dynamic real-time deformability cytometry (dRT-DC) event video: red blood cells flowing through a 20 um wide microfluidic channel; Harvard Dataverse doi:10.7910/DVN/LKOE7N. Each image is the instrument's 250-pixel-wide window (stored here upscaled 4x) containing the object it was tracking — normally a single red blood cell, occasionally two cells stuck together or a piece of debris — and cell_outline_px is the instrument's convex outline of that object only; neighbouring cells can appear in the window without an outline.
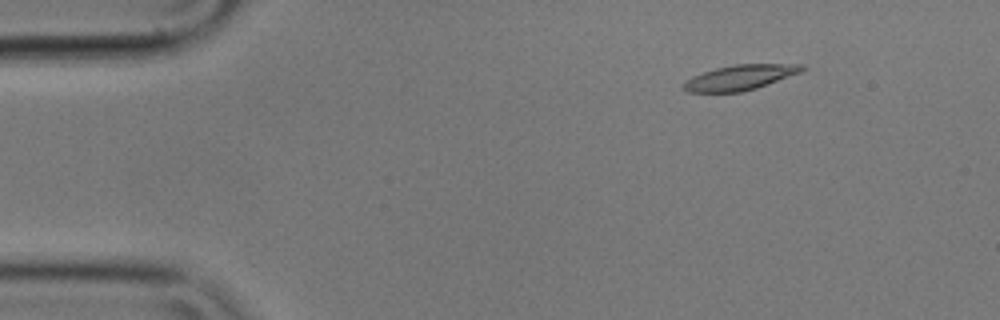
{"species": "common noctule bat (a hibernating species)", "species_latin": "Nyctalus noctula", "temperature_condition": "cold", "stored_images_in_passage": 8, "camera_frame_rate_fps": 3000, "um_per_image_px": 0.085, "animal": {"sex": "male", "body_mass_g": 17.9}, "frame": {"image": 1, "passage_image": 2, "time_ms": 0.333, "image_size_px": [1000, 320], "cell_outline_px": [[808, 68], [800, 72], [756, 88], [740, 92], [688, 92], [680, 88], [692, 76], [716, 68], [736, 64], [804, 64]], "centroid_in_image_um": [62.91, 6.58], "position_along_channel_um": 22.1, "area_um2": 17.17}}
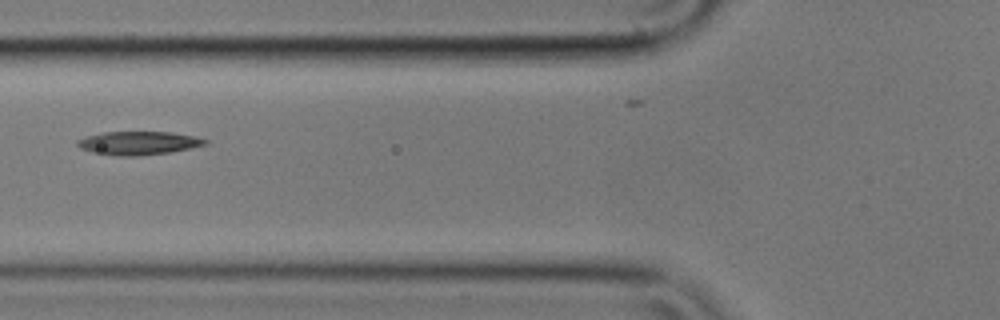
{"frame": {"image": 2, "passage_image": 6, "time_ms": 1.667, "image_size_px": [1000, 320], "cell_outline_px": [[208, 144], [192, 148], [168, 152], [140, 156], [116, 156], [92, 152], [80, 148], [76, 144], [76, 140], [88, 136], [104, 132], [172, 132], [196, 136], [208, 140]], "centroid_in_image_um": [11.79, 12.16], "position_along_channel_um": 114.0, "area_um2": 17.51}}
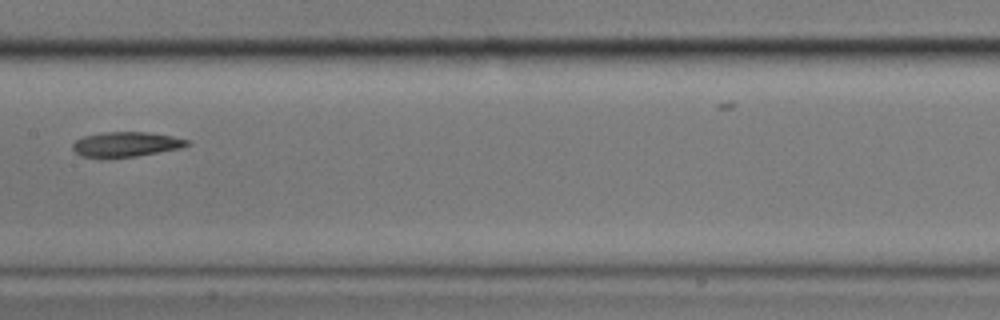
{"frame": {"image": 3, "passage_image": 8, "time_ms": 2.333, "image_size_px": [1000, 320], "cell_outline_px": [[192, 144], [180, 148], [136, 156], [104, 160], [100, 160], [80, 156], [72, 148], [72, 144], [76, 140], [84, 136], [104, 132], [148, 132], [172, 136], [188, 140]], "centroid_in_image_um": [10.65, 12.3], "position_along_channel_um": 196.7, "area_um2": 17.05}}